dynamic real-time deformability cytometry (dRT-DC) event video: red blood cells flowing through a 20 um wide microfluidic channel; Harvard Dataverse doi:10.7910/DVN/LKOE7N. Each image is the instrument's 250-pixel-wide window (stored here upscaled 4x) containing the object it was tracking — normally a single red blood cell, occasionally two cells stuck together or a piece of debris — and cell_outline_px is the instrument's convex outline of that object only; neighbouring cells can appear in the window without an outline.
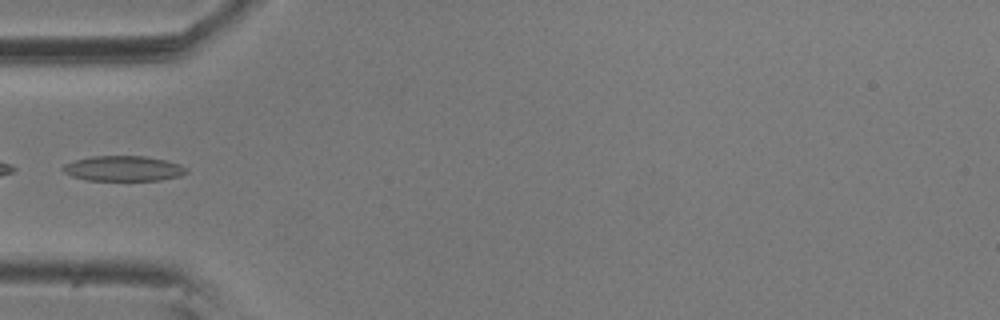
{"species": "common noctule bat (a hibernating species)", "species_latin": "Nyctalus noctula", "temperature_condition": "room temperature", "stored_images_in_passage": 3, "camera_frame_rate_fps": 3000, "um_per_image_px": 0.085, "animal": {"sex": "male", "body_mass_g": 20.5, "forearm_length_mm": 52.5}, "frame": {"image": 1, "passage_image": 3, "time_ms": 0.667, "image_size_px": [1000, 320], "cell_outline_px": [[188, 172], [180, 176], [160, 180], [88, 180], [72, 176], [64, 172], [60, 168], [64, 164], [76, 160], [92, 156], [148, 156], [180, 164], [188, 168]], "centroid_in_image_um": [10.51, 14.32], "position_along_channel_um": 74.5, "area_um2": 18.15}}